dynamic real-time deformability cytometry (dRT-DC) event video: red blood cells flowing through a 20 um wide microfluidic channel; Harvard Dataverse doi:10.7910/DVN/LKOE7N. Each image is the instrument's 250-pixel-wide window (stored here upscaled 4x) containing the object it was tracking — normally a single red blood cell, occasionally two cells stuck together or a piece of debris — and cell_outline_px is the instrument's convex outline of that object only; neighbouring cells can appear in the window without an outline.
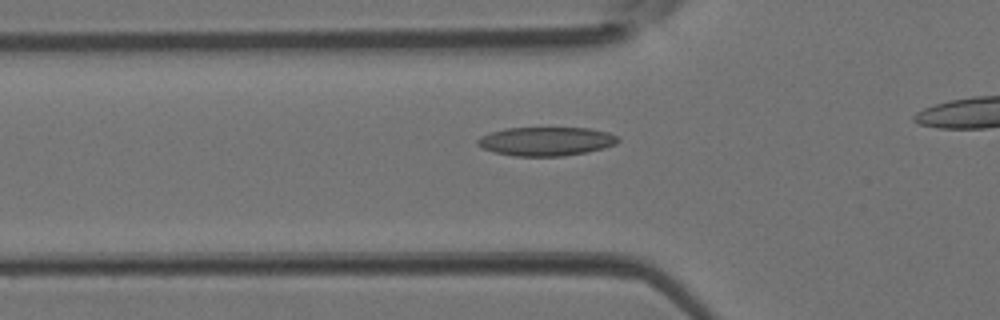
{"species": "Egyptian fruit bat (a non-hibernating species)", "species_latin": "Rousettus aegyptiacus", "temperature_condition": "room temperature", "stored_images_in_passage": 29, "camera_frame_rate_fps": 3000, "um_per_image_px": 0.085, "animal": {"sex": "female"}, "frame": {"image": 1, "passage_image": 8, "time_ms": 2.333, "image_size_px": [1000, 320], "cell_outline_px": [[620, 140], [616, 144], [604, 148], [588, 152], [564, 156], [512, 156], [492, 152], [476, 144], [476, 140], [480, 136], [504, 128], [588, 128], [608, 132], [616, 136]], "centroid_in_image_um": [46.4, 12.02], "position_along_channel_um": 79.4, "area_um2": 23.7}}
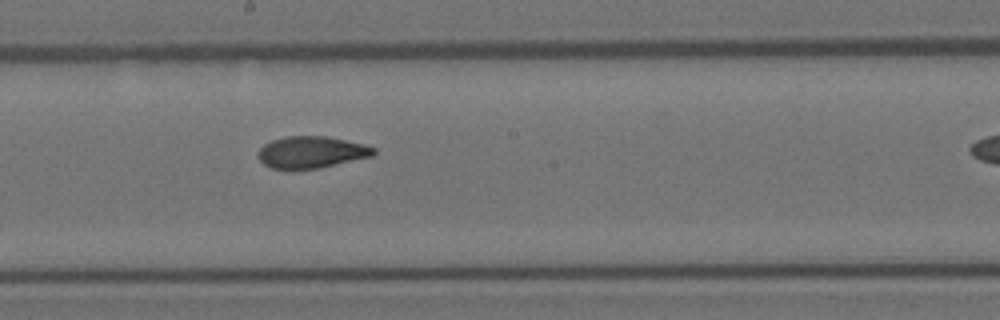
{"frame": {"image": 2, "passage_image": 17, "time_ms": 5.333, "image_size_px": [1000, 320], "cell_outline_px": [[376, 152], [372, 156], [320, 168], [272, 168], [264, 164], [256, 156], [256, 152], [264, 144], [272, 140], [284, 136], [324, 136], [364, 144], [376, 148]], "centroid_in_image_um": [26.45, 12.92], "position_along_channel_um": 221.8, "area_um2": 21.27}}
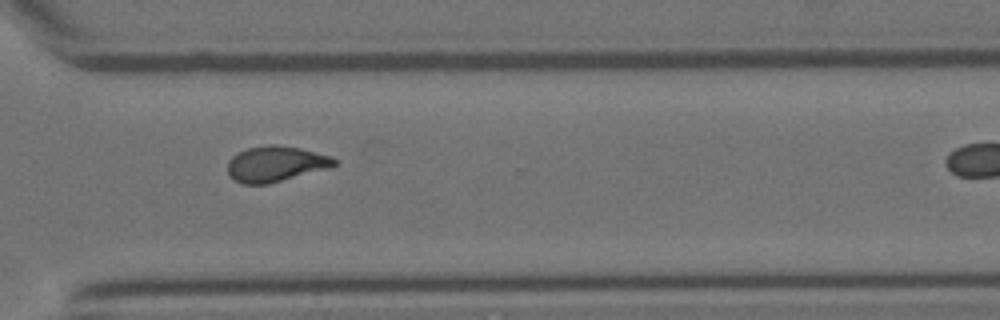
{"frame": {"image": 3, "passage_image": 25, "time_ms": 8.0, "image_size_px": [1000, 320], "cell_outline_px": [[336, 164], [332, 168], [268, 184], [244, 184], [232, 180], [228, 176], [228, 160], [232, 156], [248, 148], [268, 144], [276, 144], [300, 148], [332, 156], [336, 160]], "centroid_in_image_um": [23.44, 13.94], "position_along_channel_um": 347.2, "area_um2": 22.43}}